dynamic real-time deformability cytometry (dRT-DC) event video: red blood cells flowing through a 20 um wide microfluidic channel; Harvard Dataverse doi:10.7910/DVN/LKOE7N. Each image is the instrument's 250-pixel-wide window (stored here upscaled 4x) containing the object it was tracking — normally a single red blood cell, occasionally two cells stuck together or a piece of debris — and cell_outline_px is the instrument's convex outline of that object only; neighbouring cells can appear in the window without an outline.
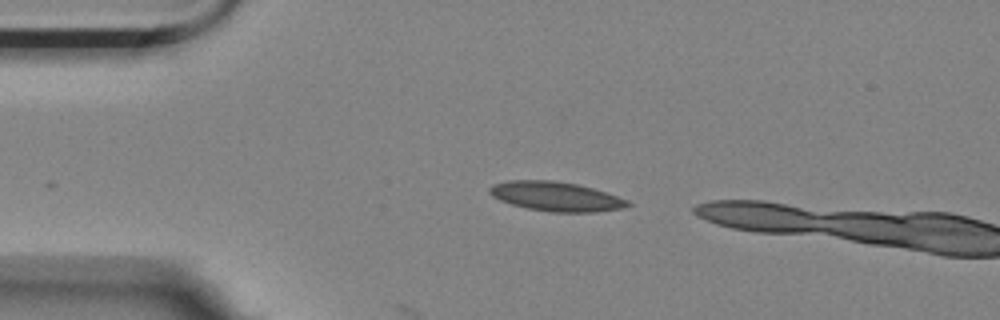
{"species": "Egyptian fruit bat (a non-hibernating species)", "species_latin": "Rousettus aegyptiacus", "temperature_condition": "room temperature", "stored_images_in_passage": 4, "camera_frame_rate_fps": 3000, "um_per_image_px": 0.085, "animal": {"sex": "female"}, "frame": {"image": 1, "passage_image": 1, "time_ms": 0.0, "image_size_px": [1000, 320], "cell_outline_px": [[632, 204], [624, 208], [596, 212], [552, 212], [528, 208], [512, 204], [500, 200], [492, 196], [488, 192], [488, 188], [492, 184], [508, 180], [552, 180], [576, 184], [592, 188], [628, 200]], "centroid_in_image_um": [47.23, 16.69], "position_along_channel_um": 37.8, "area_um2": 23.58}}
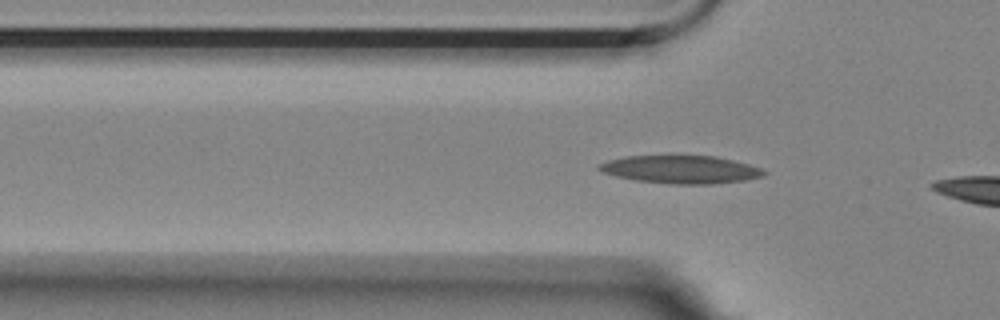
{"frame": {"image": 2, "passage_image": 4, "time_ms": 1.0, "image_size_px": [1000, 320], "cell_outline_px": [[768, 172], [764, 176], [744, 180], [712, 184], [672, 184], [636, 180], [616, 176], [600, 172], [596, 168], [600, 164], [608, 160], [624, 156], [716, 156], [748, 164], [760, 168]], "centroid_in_image_um": [57.85, 14.41], "position_along_channel_um": 67.9, "area_um2": 26.76}}